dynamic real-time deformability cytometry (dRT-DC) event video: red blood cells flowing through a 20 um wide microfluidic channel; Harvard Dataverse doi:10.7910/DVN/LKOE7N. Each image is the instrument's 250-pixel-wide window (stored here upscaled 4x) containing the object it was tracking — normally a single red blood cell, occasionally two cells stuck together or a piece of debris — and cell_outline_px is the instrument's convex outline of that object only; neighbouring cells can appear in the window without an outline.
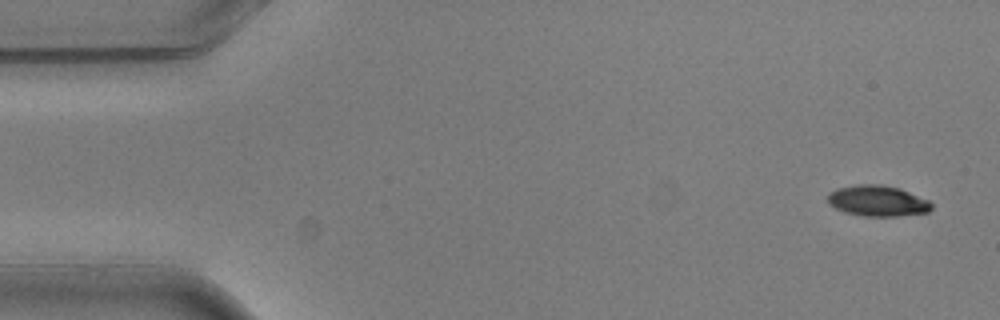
{"species": "common noctule bat (a hibernating species)", "species_latin": "Nyctalus noctula", "temperature_condition": "warm", "stored_images_in_passage": 2, "camera_frame_rate_fps": 3000, "um_per_image_px": 0.085, "animal": {"sex": "male", "body_mass_g": 20.5, "forearm_length_mm": 52.5}, "frame": {"image": 1, "passage_image": 2, "time_ms": 0.333, "image_size_px": [1000, 320], "cell_outline_px": [[932, 208], [928, 212], [900, 216], [864, 216], [844, 212], [828, 204], [828, 196], [836, 188], [856, 184], [880, 184], [900, 188], [928, 200], [932, 204]], "centroid_in_image_um": [74.6, 17.07], "position_along_channel_um": 10.4, "area_um2": 18.67}}